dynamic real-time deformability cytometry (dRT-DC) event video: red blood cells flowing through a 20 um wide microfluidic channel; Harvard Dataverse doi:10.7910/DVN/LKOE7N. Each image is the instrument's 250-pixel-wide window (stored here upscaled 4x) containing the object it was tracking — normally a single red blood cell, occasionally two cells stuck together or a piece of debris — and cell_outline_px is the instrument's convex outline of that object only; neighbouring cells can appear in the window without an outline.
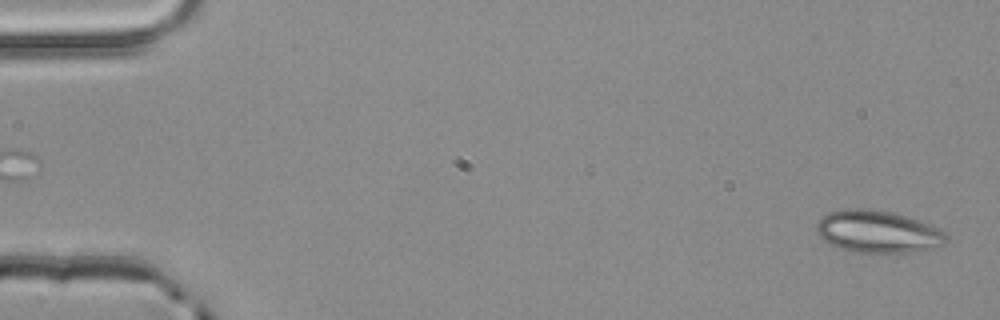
{"species": "common noctule bat (a hibernating species)", "species_latin": "Nyctalus noctula", "temperature_condition": "room temperature", "stored_images_in_passage": 2, "camera_frame_rate_fps": 3000, "um_per_image_px": 0.085, "animal": {"sex": "male", "body_mass_g": 20.4}, "frame": {"image": 1, "passage_image": 2, "time_ms": 0.333, "image_size_px": [1000, 320], "cell_outline_px": [[948, 236], [944, 244], [932, 248], [912, 252], [884, 256], [860, 252], [840, 248], [824, 240], [816, 232], [816, 224], [828, 212], [844, 208], [860, 208], [892, 212], [928, 224], [944, 232]], "centroid_in_image_um": [74.61, 19.73], "position_along_channel_um": 10.4, "area_um2": 32.19}}